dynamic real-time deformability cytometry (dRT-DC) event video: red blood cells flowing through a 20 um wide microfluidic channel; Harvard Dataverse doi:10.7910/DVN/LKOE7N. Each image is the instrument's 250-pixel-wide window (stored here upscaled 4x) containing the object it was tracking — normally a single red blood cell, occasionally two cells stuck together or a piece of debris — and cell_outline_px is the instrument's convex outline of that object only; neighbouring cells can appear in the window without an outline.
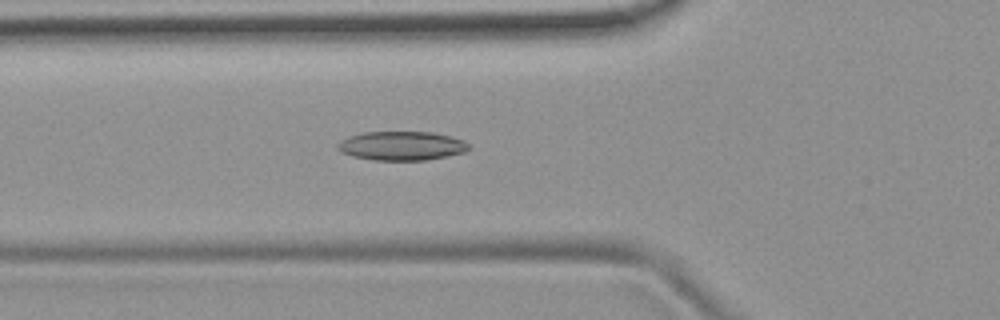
{"species": "common noctule bat (a hibernating species)", "species_latin": "Nyctalus noctula", "temperature_condition": "room temperature", "stored_images_in_passage": 49, "camera_frame_rate_fps": 3000, "um_per_image_px": 0.085, "animal": {"sex": "female", "body_mass_g": 19.9}, "frame": {"image": 1, "passage_image": 15, "time_ms": 4.667, "image_size_px": [1000, 320], "cell_outline_px": [[468, 148], [464, 152], [448, 156], [428, 160], [372, 160], [352, 156], [340, 152], [336, 148], [336, 144], [340, 140], [348, 136], [360, 132], [432, 132], [452, 136], [464, 140], [468, 144]], "centroid_in_image_um": [34.09, 12.39], "position_along_channel_um": 91.7, "area_um2": 22.43}}
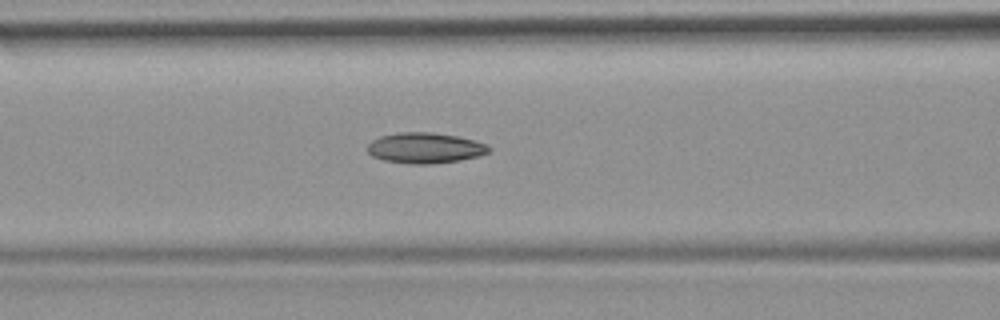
{"frame": {"image": 2, "passage_image": 18, "time_ms": 5.667, "image_size_px": [1000, 320], "cell_outline_px": [[492, 148], [488, 152], [480, 156], [460, 160], [432, 164], [412, 164], [384, 160], [372, 156], [368, 152], [368, 144], [372, 140], [380, 136], [400, 132], [432, 132], [456, 136], [476, 140], [488, 144]], "centroid_in_image_um": [36.16, 12.57], "position_along_channel_um": 130.4, "area_um2": 21.79}}
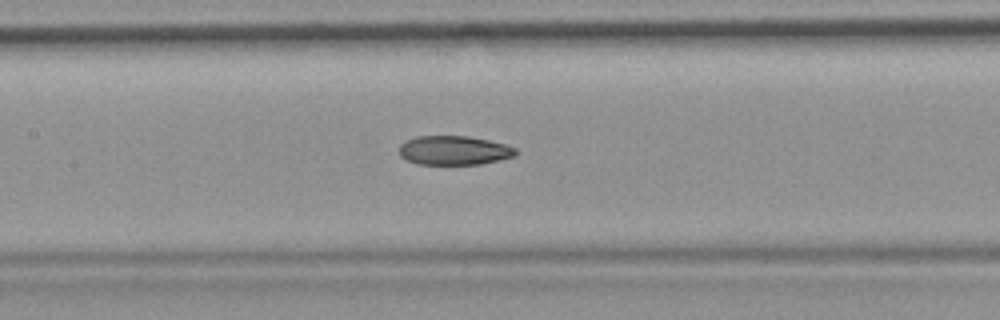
{"frame": {"image": 3, "passage_image": 21, "time_ms": 6.667, "image_size_px": [1000, 320], "cell_outline_px": [[516, 156], [500, 160], [480, 164], [416, 164], [404, 160], [400, 156], [400, 144], [416, 136], [468, 136], [488, 140], [504, 144], [516, 148]], "centroid_in_image_um": [38.58, 12.79], "position_along_channel_um": 168.8, "area_um2": 19.83}, "authors_computed_cell_mechanics": {"area_um2": 20.8658, "velocity_mm_per_s": 3.8405, "shape_relaxation_time_tau1_ms": null, "shape_relaxation_time_tau2_ms": 5.2135, "deformation_change_tau1": null, "deformation_change_tau2": 0.1288}}